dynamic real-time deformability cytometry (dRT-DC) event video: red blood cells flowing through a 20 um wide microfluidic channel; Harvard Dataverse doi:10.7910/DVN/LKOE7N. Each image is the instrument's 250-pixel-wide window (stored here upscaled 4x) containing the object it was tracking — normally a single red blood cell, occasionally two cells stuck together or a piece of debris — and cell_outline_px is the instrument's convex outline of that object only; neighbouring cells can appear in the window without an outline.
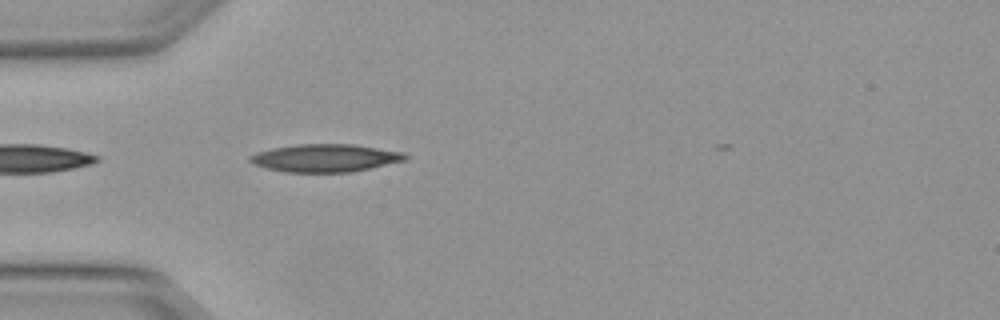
{"species": "Egyptian fruit bat (a non-hibernating species)", "species_latin": "Rousettus aegyptiacus", "temperature_condition": "warm", "stored_images_in_passage": 2, "camera_frame_rate_fps": 3000, "um_per_image_px": 0.085, "animal": {"sex": "female"}, "frame": {"image": 1, "passage_image": 2, "time_ms": 0.333, "image_size_px": [1000, 320], "cell_outline_px": [[408, 156], [404, 160], [352, 172], [288, 172], [268, 168], [256, 164], [248, 160], [248, 156], [256, 152], [272, 148], [296, 144], [352, 144], [404, 152]], "centroid_in_image_um": [27.63, 13.42], "position_along_channel_um": 57.4, "area_um2": 24.91}}